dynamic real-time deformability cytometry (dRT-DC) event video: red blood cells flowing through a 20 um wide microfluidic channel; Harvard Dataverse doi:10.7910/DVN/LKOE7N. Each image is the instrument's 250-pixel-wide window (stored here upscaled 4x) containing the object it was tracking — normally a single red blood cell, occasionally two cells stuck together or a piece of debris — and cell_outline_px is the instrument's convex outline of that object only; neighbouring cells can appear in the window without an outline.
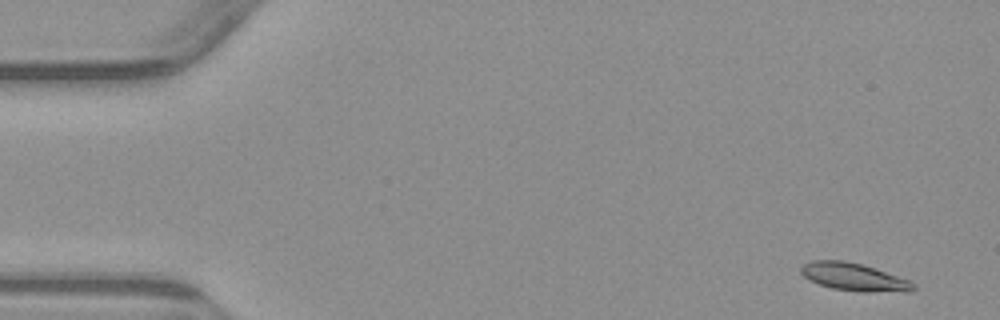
{"species": "common noctule bat (a hibernating species)", "species_latin": "Nyctalus noctula", "temperature_condition": "warm", "stored_images_in_passage": 5, "camera_frame_rate_fps": 3000, "um_per_image_px": 0.085, "animal": {"sex": "male", "body_mass_g": 23.1, "forearm_length_mm": 52.7}, "frame": {"image": 1, "passage_image": 1, "time_ms": 0.0, "image_size_px": [1000, 320], "cell_outline_px": [[916, 288], [912, 292], [864, 292], [832, 288], [820, 284], [804, 276], [800, 272], [800, 268], [804, 264], [812, 260], [844, 260], [860, 264], [908, 280], [916, 284]], "centroid_in_image_um": [72.61, 23.56], "position_along_channel_um": 12.4, "area_um2": 17.92}}
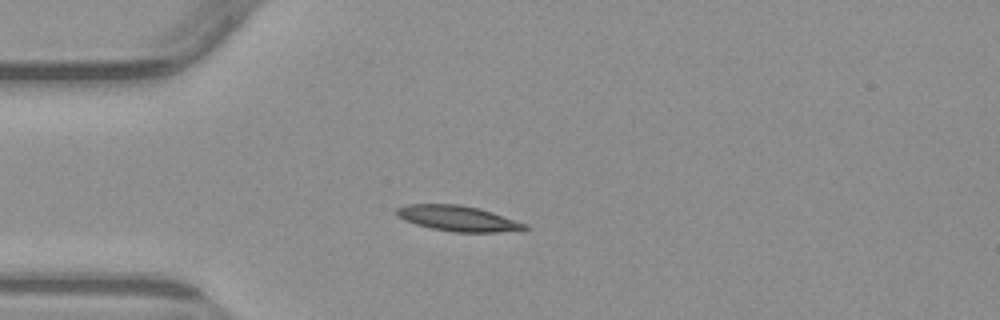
{"frame": {"image": 2, "passage_image": 4, "time_ms": 3.667, "image_size_px": [1000, 320], "cell_outline_px": [[528, 228], [524, 232], [452, 232], [432, 228], [416, 224], [404, 220], [396, 216], [396, 208], [408, 204], [460, 204], [480, 208], [528, 224]], "centroid_in_image_um": [38.99, 18.57], "position_along_channel_um": 46.0, "area_um2": 19.36}}